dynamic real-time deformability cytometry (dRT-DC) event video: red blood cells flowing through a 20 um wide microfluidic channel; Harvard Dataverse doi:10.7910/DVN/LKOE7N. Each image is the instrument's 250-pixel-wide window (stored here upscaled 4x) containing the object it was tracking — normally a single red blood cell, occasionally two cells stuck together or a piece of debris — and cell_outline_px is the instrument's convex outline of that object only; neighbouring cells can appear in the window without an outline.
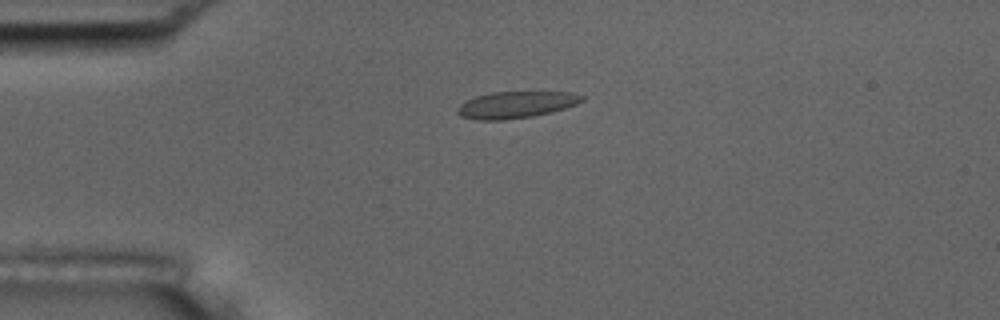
{"species": "common noctule bat (a hibernating species)", "species_latin": "Nyctalus noctula", "temperature_condition": "room temperature", "stored_images_in_passage": 42, "camera_frame_rate_fps": 3000, "um_per_image_px": 0.085, "animal": {"sex": "male", "body_mass_g": 17.5, "forearm_length_mm": 52.3}, "frame": {"image": 1, "passage_image": 1, "time_ms": 0.0, "image_size_px": [1000, 320], "cell_outline_px": [[584, 100], [576, 104], [552, 112], [532, 116], [504, 120], [476, 120], [460, 116], [456, 112], [456, 108], [460, 104], [476, 96], [492, 92], [568, 92], [584, 96]], "centroid_in_image_um": [43.83, 8.91], "position_along_channel_um": 41.2, "area_um2": 19.31}}
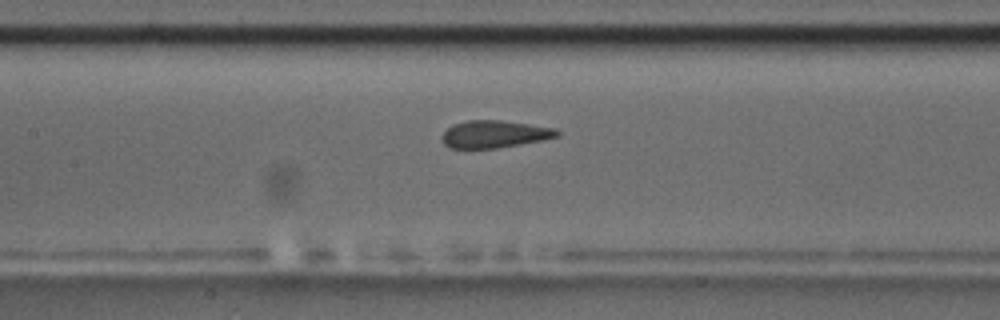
{"frame": {"image": 2, "passage_image": 13, "time_ms": 4.0, "image_size_px": [1000, 320], "cell_outline_px": [[560, 136], [540, 140], [496, 148], [448, 148], [440, 140], [440, 136], [452, 124], [468, 120], [500, 120], [556, 128], [560, 132]], "centroid_in_image_um": [41.98, 11.4], "position_along_channel_um": 165.4, "area_um2": 18.32}, "authors_computed_cell_mechanics": {"area_um2": 19.1896, "velocity_mm_per_s": 3.7425, "shape_relaxation_time_tau1_ms": null, "shape_relaxation_time_tau2_ms": 1.1326, "deformation_change_tau1": null, "deformation_change_tau2": 0.0434}}